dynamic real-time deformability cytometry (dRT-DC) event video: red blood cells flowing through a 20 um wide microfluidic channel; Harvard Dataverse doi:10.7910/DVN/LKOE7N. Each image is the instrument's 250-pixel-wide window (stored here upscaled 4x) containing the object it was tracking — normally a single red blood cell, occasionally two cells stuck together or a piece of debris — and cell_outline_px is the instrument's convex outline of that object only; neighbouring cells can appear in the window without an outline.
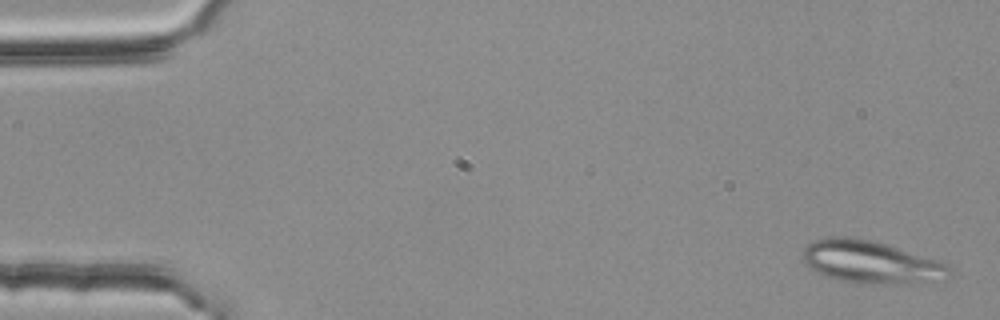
{"species": "common noctule bat (a hibernating species)", "species_latin": "Nyctalus noctula", "temperature_condition": "room temperature", "stored_images_in_passage": 53, "camera_frame_rate_fps": 3000, "um_per_image_px": 0.085, "animal": {"sex": "female", "body_mass_g": 25.1}, "frame": {"image": 1, "passage_image": 2, "time_ms": 0.333, "image_size_px": [1000, 320], "cell_outline_px": [[948, 268], [920, 284], [868, 284], [844, 280], [824, 276], [804, 264], [804, 248], [808, 244], [816, 240], [832, 236], [844, 236], [868, 240], [884, 244], [936, 260], [948, 264]], "centroid_in_image_um": [73.86, 22.26], "position_along_channel_um": 11.1, "area_um2": 34.91}}
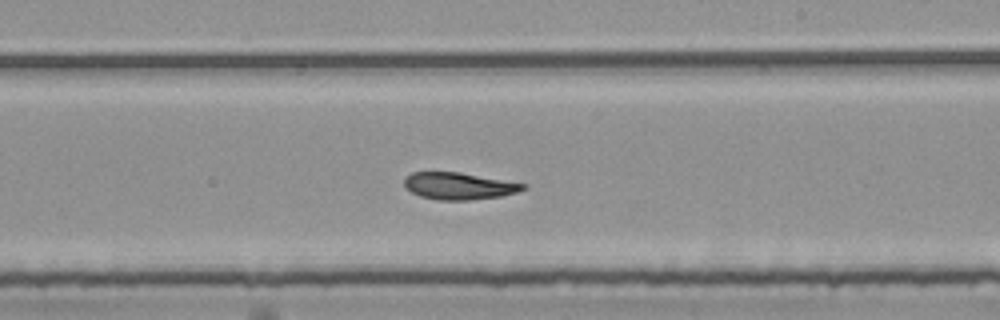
{"frame": {"image": 2, "passage_image": 32, "time_ms": 10.333, "image_size_px": [1000, 320], "cell_outline_px": [[528, 188], [516, 192], [500, 196], [472, 200], [436, 200], [420, 196], [404, 188], [404, 176], [412, 172], [460, 172], [528, 184]], "centroid_in_image_um": [38.99, 15.8], "position_along_channel_um": 250.0, "area_um2": 18.9}}
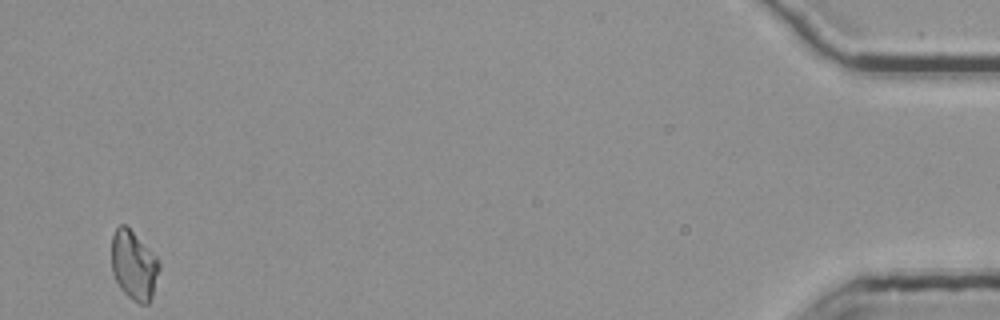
{"frame": {"image": 3, "passage_image": 53, "time_ms": 17.333, "image_size_px": [1000, 320], "cell_outline_px": [[160, 268], [152, 296], [148, 304], [140, 304], [132, 300], [120, 288], [112, 272], [112, 236], [116, 228], [120, 224], [124, 224], [156, 256], [160, 264]], "centroid_in_image_um": [11.38, 22.57], "position_along_channel_um": 423.8, "area_um2": 18.96}, "authors_computed_cell_mechanics": {"area_um2": 19.652, "velocity_mm_per_s": 3.7327, "shape_relaxation_time_tau1_ms": null, "shape_relaxation_time_tau2_ms": 3.2964, "deformation_change_tau1": null, "deformation_change_tau2": 0.082}}